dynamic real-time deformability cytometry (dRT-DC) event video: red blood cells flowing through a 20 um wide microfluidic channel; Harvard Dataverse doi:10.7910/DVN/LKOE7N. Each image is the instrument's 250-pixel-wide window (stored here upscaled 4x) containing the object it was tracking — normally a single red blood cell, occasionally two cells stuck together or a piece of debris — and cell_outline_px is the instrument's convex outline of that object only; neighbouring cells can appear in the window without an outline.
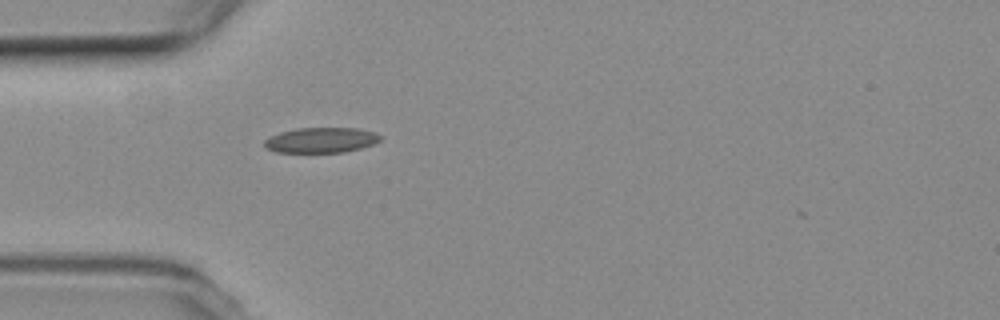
{"species": "common noctule bat (a hibernating species)", "species_latin": "Nyctalus noctula", "temperature_condition": "room temperature", "stored_images_in_passage": 1, "camera_frame_rate_fps": 3000, "um_per_image_px": 0.085, "animal": {"sex": "female", "body_mass_g": 19.3, "forearm_length_mm": 54.1}, "frame": {"image": 1, "passage_image": 1, "time_ms": 0.0, "image_size_px": [1000, 320], "cell_outline_px": [[380, 140], [372, 144], [360, 148], [344, 152], [276, 152], [264, 148], [264, 140], [268, 136], [280, 132], [296, 128], [360, 128], [376, 132], [380, 136]], "centroid_in_image_um": [27.25, 11.9], "position_along_channel_um": 57.7, "area_um2": 17.17}}